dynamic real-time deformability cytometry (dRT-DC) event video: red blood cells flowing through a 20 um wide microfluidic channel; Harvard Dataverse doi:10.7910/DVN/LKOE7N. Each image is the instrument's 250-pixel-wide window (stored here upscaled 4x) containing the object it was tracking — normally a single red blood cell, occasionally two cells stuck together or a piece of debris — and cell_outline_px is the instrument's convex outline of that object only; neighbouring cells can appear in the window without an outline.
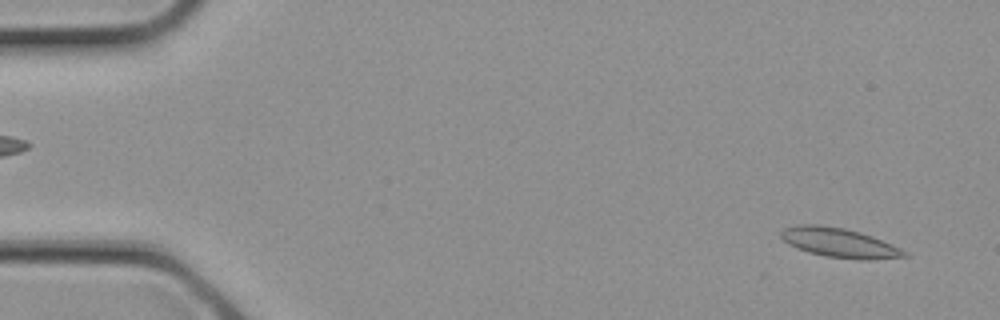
{"species": "common noctule bat (a hibernating species)", "species_latin": "Nyctalus noctula", "temperature_condition": "cold", "stored_images_in_passage": 7, "camera_frame_rate_fps": 3000, "um_per_image_px": 0.085, "animal": {"sex": "female", "body_mass_g": 21.9}, "frame": {"image": 1, "passage_image": 1, "time_ms": 0.0, "image_size_px": [1000, 320], "cell_outline_px": [[908, 256], [872, 260], [860, 260], [824, 256], [808, 252], [796, 248], [788, 244], [780, 236], [780, 232], [784, 228], [796, 224], [820, 224], [844, 228], [860, 232], [872, 236], [892, 244], [908, 252]], "centroid_in_image_um": [71.33, 20.63], "position_along_channel_um": 13.7, "area_um2": 21.39}}